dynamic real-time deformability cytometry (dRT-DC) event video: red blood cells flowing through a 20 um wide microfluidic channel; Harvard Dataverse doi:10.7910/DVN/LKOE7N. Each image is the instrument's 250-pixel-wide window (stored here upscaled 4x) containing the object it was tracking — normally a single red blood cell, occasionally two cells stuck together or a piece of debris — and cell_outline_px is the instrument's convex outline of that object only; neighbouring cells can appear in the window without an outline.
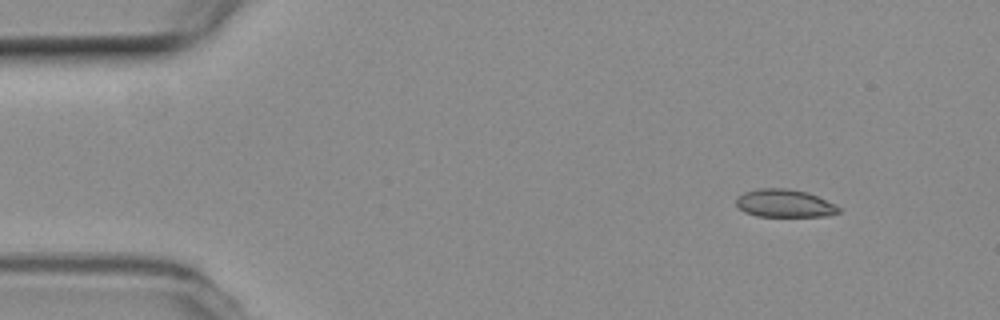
{"species": "common noctule bat (a hibernating species)", "species_latin": "Nyctalus noctula", "temperature_condition": "room temperature", "stored_images_in_passage": 49, "camera_frame_rate_fps": 3000, "um_per_image_px": 0.085, "animal": {"sex": "female", "body_mass_g": 19.3, "forearm_length_mm": 54.1}, "frame": {"image": 1, "passage_image": 1, "time_ms": 0.0, "image_size_px": [1000, 320], "cell_outline_px": [[840, 212], [828, 216], [756, 216], [744, 212], [736, 204], [736, 196], [744, 192], [760, 188], [784, 188], [808, 192], [836, 204], [840, 208]], "centroid_in_image_um": [66.69, 17.28], "position_along_channel_um": 18.3, "area_um2": 16.76}}
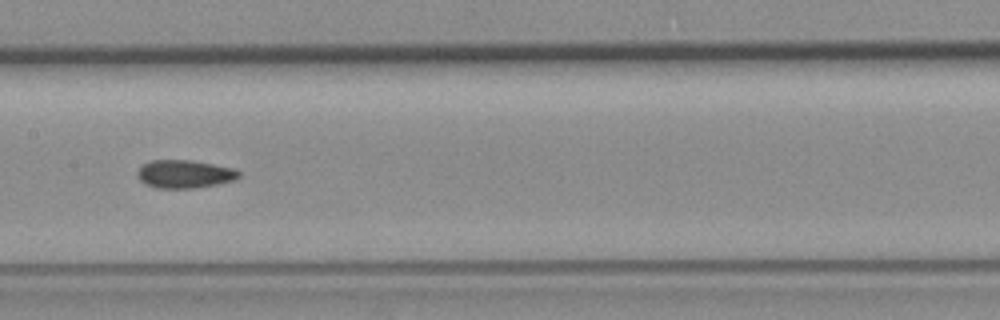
{"frame": {"image": 2, "passage_image": 22, "time_ms": 7.0, "image_size_px": [1000, 320], "cell_outline_px": [[240, 176], [236, 180], [196, 188], [156, 188], [144, 184], [136, 176], [136, 172], [140, 164], [152, 160], [192, 160], [236, 168], [240, 172]], "centroid_in_image_um": [15.67, 14.79], "position_along_channel_um": 191.7, "area_um2": 16.99}}
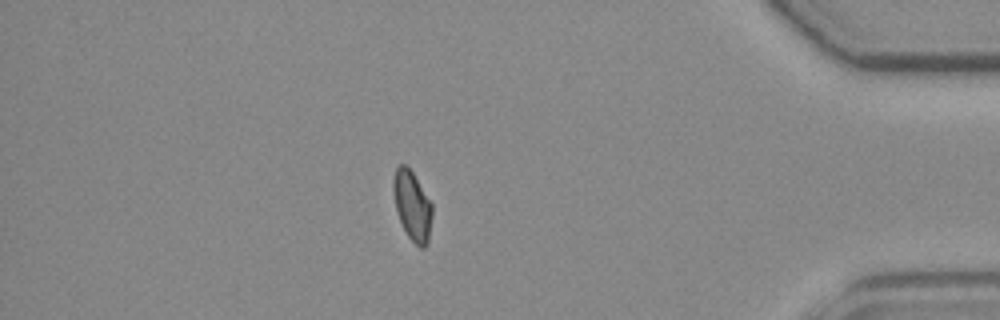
{"frame": {"image": 3, "passage_image": 42, "time_ms": 13.667, "image_size_px": [1000, 320], "cell_outline_px": [[432, 216], [428, 244], [424, 248], [420, 248], [408, 236], [400, 220], [396, 208], [392, 188], [392, 180], [396, 168], [400, 164], [404, 164], [412, 172], [432, 204]], "centroid_in_image_um": [35.04, 17.49], "position_along_channel_um": 400.2, "area_um2": 15.55}, "authors_computed_cell_mechanics": {"area_um2": 16.5886, "velocity_mm_per_s": 3.7808, "shape_relaxation_time_tau1_ms": null, "shape_relaxation_time_tau2_ms": 2.5126, "deformation_change_tau1": null, "deformation_change_tau2": 0.0594}}